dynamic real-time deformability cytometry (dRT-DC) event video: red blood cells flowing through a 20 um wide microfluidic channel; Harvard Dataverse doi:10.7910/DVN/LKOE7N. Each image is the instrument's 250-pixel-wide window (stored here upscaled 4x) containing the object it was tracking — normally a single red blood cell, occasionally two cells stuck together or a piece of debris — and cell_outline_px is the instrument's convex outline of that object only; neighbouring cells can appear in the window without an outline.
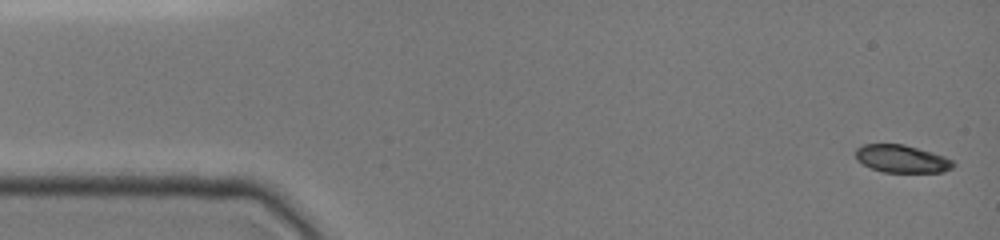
{"species": "common noctule bat (a hibernating species)", "species_latin": "Nyctalus noctula", "temperature_condition": "cold", "stored_images_in_passage": 14, "camera_frame_rate_fps": 3000, "um_per_image_px": 0.085, "animal": {"sex": "female", "body_mass_g": 19.0, "forearm_length_mm": 51.5}, "frame": {"image": 1, "passage_image": 1, "time_ms": 0.0, "image_size_px": [1000, 240], "cell_outline_px": [[956, 164], [952, 168], [944, 172], [884, 172], [872, 168], [856, 160], [856, 148], [864, 144], [904, 144], [932, 152], [944, 156], [952, 160]], "centroid_in_image_um": [76.67, 13.5], "position_along_channel_um": 8.3, "area_um2": 15.72}}
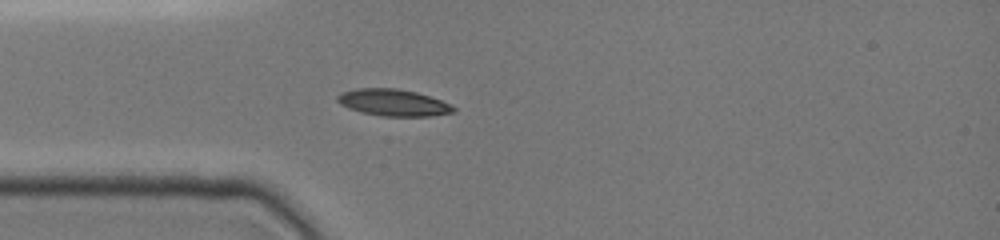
{"frame": {"image": 2, "passage_image": 10, "time_ms": 4.0, "image_size_px": [1000, 240], "cell_outline_px": [[456, 112], [428, 116], [380, 116], [360, 112], [348, 108], [340, 104], [336, 100], [336, 96], [340, 92], [356, 88], [396, 88], [416, 92], [452, 104], [456, 108]], "centroid_in_image_um": [33.4, 8.72], "position_along_channel_um": 51.6, "area_um2": 18.26}}
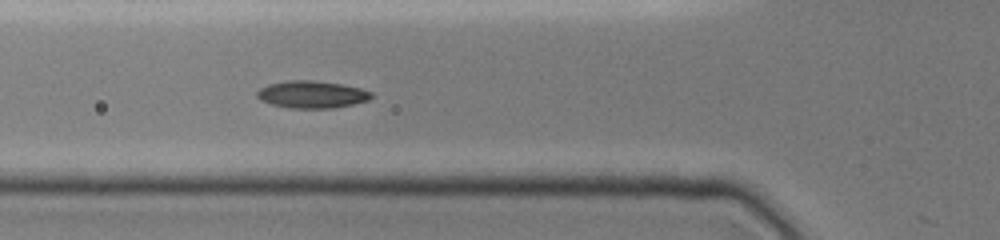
{"frame": {"image": 3, "passage_image": 13, "time_ms": 5.333, "image_size_px": [1000, 240], "cell_outline_px": [[372, 96], [368, 100], [336, 108], [288, 108], [272, 104], [260, 100], [256, 96], [256, 92], [260, 88], [268, 84], [288, 80], [312, 80], [340, 84], [360, 88], [372, 92]], "centroid_in_image_um": [26.48, 8.03], "position_along_channel_um": 99.3, "area_um2": 18.15}}